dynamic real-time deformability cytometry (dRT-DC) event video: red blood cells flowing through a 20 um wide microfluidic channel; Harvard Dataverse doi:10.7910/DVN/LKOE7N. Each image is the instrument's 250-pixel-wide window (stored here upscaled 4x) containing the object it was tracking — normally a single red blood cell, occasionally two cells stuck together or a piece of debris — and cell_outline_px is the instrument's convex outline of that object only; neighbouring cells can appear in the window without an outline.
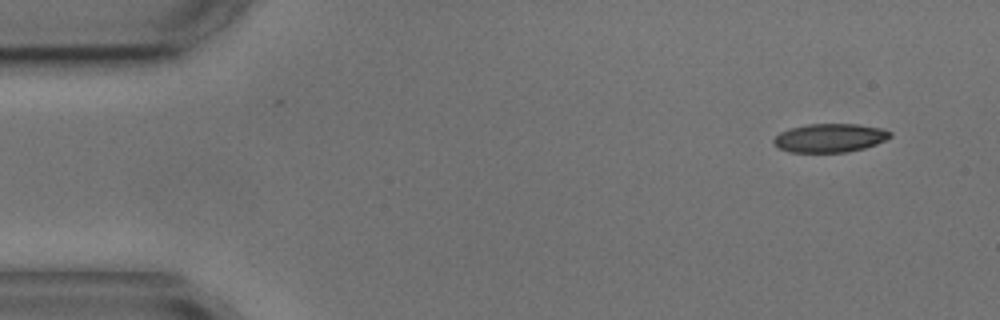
{"species": "common noctule bat (a hibernating species)", "species_latin": "Nyctalus noctula", "temperature_condition": "cold", "stored_images_in_passage": 4, "camera_frame_rate_fps": 3000, "um_per_image_px": 0.085, "animal": {"sex": "male", "body_mass_g": 17.9, "forearm_length_mm": 54.2}, "frame": {"image": 1, "passage_image": 1, "time_ms": 0.0, "image_size_px": [1000, 320], "cell_outline_px": [[892, 136], [876, 144], [864, 148], [848, 152], [788, 152], [776, 148], [772, 144], [772, 140], [780, 132], [788, 128], [808, 124], [860, 124], [880, 128], [892, 132]], "centroid_in_image_um": [70.49, 11.72], "position_along_channel_um": 14.5, "area_um2": 19.65}}
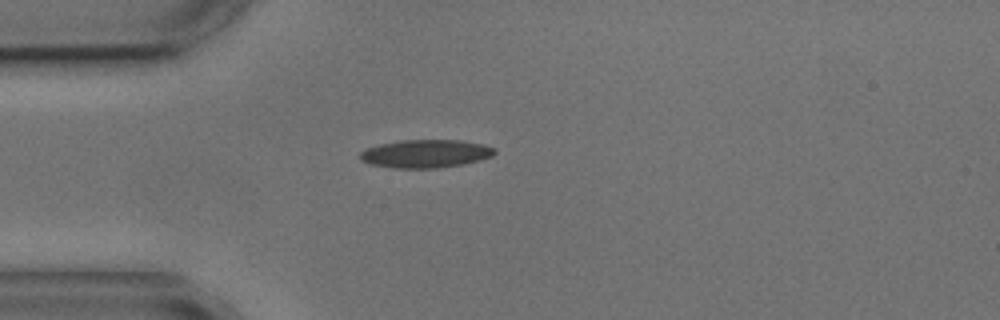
{"frame": {"image": 2, "passage_image": 3, "time_ms": 3.333, "image_size_px": [1000, 320], "cell_outline_px": [[496, 152], [492, 156], [480, 160], [464, 164], [436, 168], [392, 168], [368, 164], [360, 160], [360, 152], [364, 148], [380, 144], [400, 140], [460, 140], [484, 144], [496, 148]], "centroid_in_image_um": [36.16, 13.06], "position_along_channel_um": 48.8, "area_um2": 22.31}}